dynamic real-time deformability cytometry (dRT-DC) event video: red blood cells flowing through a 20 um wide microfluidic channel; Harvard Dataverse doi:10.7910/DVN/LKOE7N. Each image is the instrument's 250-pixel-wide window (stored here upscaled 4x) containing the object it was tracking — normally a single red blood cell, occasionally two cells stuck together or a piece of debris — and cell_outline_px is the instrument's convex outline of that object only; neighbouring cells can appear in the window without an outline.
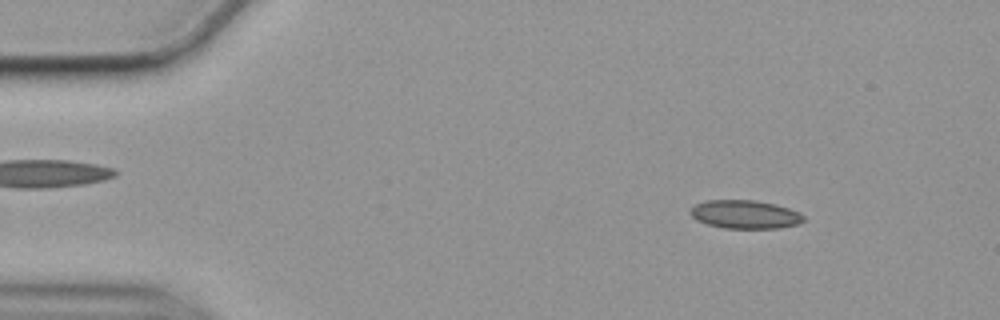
{"species": "common noctule bat (a hibernating species)", "species_latin": "Nyctalus noctula", "temperature_condition": "cold", "stored_images_in_passage": 56, "camera_frame_rate_fps": 3000, "um_per_image_px": 0.085, "animal": {"sex": "female", "body_mass_g": 19.9}, "frame": {"image": 1, "passage_image": 7, "time_ms": 2.0, "image_size_px": [1000, 320], "cell_outline_px": [[804, 220], [796, 224], [780, 228], [724, 228], [708, 224], [696, 220], [688, 212], [696, 204], [708, 200], [752, 200], [776, 204], [800, 212], [804, 216]], "centroid_in_image_um": [63.32, 18.22], "position_along_channel_um": 21.7, "area_um2": 18.67}}
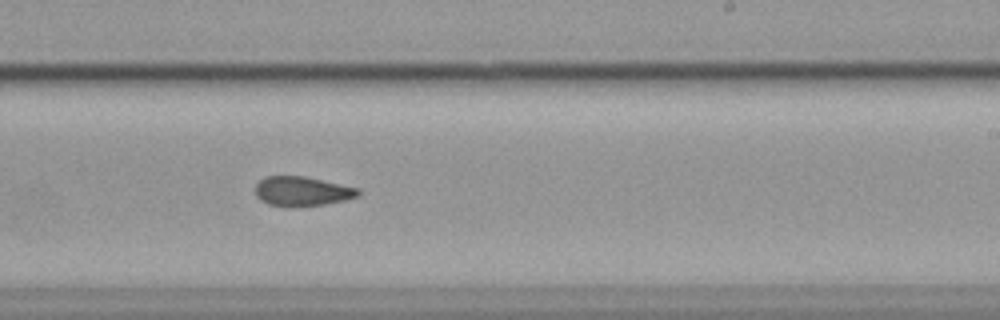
{"frame": {"image": 2, "passage_image": 34, "time_ms": 11.0, "image_size_px": [1000, 320], "cell_outline_px": [[360, 196], [344, 200], [324, 204], [292, 208], [284, 208], [268, 204], [260, 200], [256, 196], [256, 184], [264, 176], [304, 176], [360, 188]], "centroid_in_image_um": [25.67, 16.28], "position_along_channel_um": 263.3, "area_um2": 18.03}}
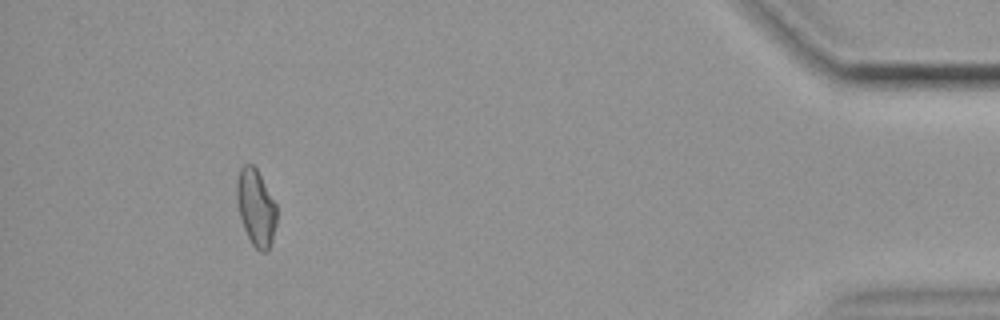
{"frame": {"image": 3, "passage_image": 52, "time_ms": 17.0, "image_size_px": [1000, 320], "cell_outline_px": [[276, 224], [272, 240], [268, 248], [264, 252], [260, 252], [252, 244], [244, 228], [240, 216], [236, 196], [236, 180], [240, 168], [244, 164], [252, 164], [256, 168], [276, 204]], "centroid_in_image_um": [21.74, 17.62], "position_along_channel_um": 413.5, "area_um2": 17.63}, "authors_computed_cell_mechanics": {"area_um2": 18.207, "velocity_mm_per_s": 3.5463, "shape_relaxation_time_tau1_ms": null, "shape_relaxation_time_tau2_ms": 4.8525, "deformation_change_tau1": null, "deformation_change_tau2": 0.1052}}